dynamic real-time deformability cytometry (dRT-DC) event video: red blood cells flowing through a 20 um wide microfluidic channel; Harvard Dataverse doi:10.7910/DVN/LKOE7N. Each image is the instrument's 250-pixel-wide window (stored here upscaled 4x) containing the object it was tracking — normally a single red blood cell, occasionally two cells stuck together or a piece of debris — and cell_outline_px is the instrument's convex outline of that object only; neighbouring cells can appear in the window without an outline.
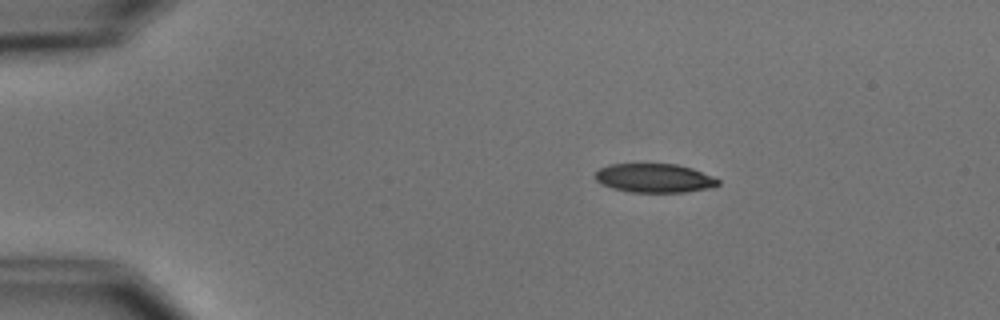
{"species": "common noctule bat (a hibernating species)", "species_latin": "Nyctalus noctula", "temperature_condition": "cold", "stored_images_in_passage": 4, "segment_of_instrument_passage": [1, 2], "camera_frame_rate_fps": 3000, "um_per_image_px": 0.085, "animal": {"sex": "male", "body_mass_g": 15.6}, "frame": {"image": 1, "passage_image": 1, "time_ms": 0.0, "image_size_px": [1000, 320], "cell_outline_px": [[720, 184], [712, 188], [684, 192], [628, 192], [612, 188], [596, 180], [596, 172], [600, 168], [608, 164], [676, 164], [692, 168], [712, 176], [720, 180]], "centroid_in_image_um": [55.65, 15.14], "position_along_channel_um": 29.3, "area_um2": 20.69}}